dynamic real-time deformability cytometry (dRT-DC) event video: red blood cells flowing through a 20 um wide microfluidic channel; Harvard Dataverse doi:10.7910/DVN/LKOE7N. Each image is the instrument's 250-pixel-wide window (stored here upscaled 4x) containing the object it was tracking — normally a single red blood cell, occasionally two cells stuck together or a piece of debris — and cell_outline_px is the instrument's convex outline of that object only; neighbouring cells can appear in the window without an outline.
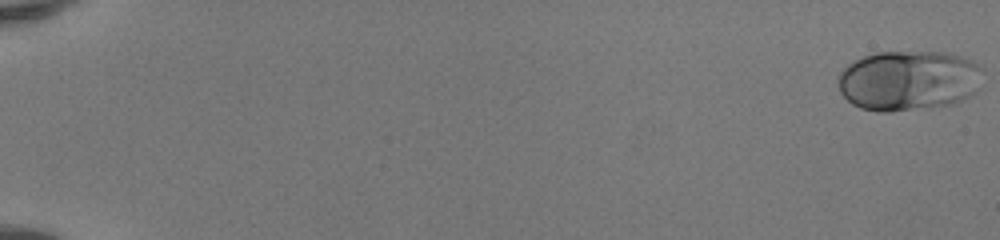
{"species": "human", "species_latin": "Homo sapiens", "temperature_condition": "room temperature", "stored_images_in_passage": 51, "camera_frame_rate_fps": 3000, "um_per_image_px": 0.085, "donor": {"sex": "female"}, "frame": {"image": 1, "passage_image": 1, "time_ms": 0.0, "image_size_px": [1000, 240], "cell_outline_px": [[984, 68], [976, 92], [952, 104], [932, 108], [888, 112], [876, 112], [860, 108], [852, 104], [840, 92], [836, 76], [848, 64], [864, 56], [876, 52], [944, 52], [960, 56], [972, 60]], "centroid_in_image_um": [77.22, 6.85], "position_along_channel_um": 7.8, "area_um2": 51.33}}
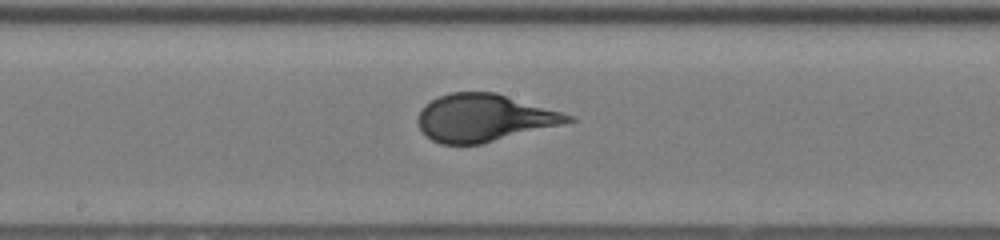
{"frame": {"image": 2, "passage_image": 30, "time_ms": 9.667, "image_size_px": [1000, 240], "cell_outline_px": [[576, 120], [480, 144], [440, 144], [432, 140], [420, 128], [416, 120], [420, 108], [424, 104], [440, 96], [452, 92], [496, 92], [576, 116]], "centroid_in_image_um": [41.11, 10.0], "position_along_channel_um": 207.1, "area_um2": 41.15}}
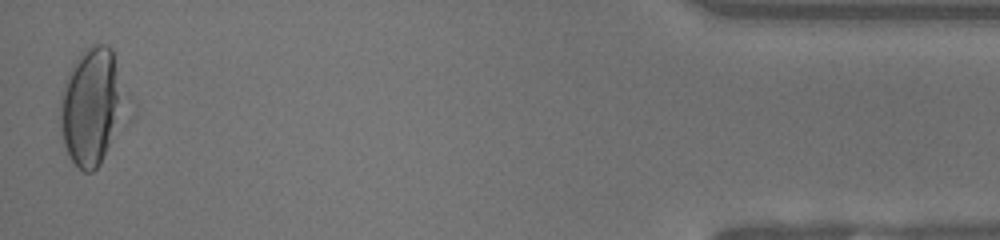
{"frame": {"image": 3, "passage_image": 51, "time_ms": 16.667, "image_size_px": [1000, 240], "cell_outline_px": [[132, 100], [100, 164], [92, 172], [84, 172], [72, 160], [64, 144], [60, 128], [60, 100], [64, 84], [68, 72], [72, 64], [84, 48], [92, 44], [104, 44], [112, 48]], "centroid_in_image_um": [7.87, 8.97], "position_along_channel_um": 427.3, "area_um2": 45.72}}